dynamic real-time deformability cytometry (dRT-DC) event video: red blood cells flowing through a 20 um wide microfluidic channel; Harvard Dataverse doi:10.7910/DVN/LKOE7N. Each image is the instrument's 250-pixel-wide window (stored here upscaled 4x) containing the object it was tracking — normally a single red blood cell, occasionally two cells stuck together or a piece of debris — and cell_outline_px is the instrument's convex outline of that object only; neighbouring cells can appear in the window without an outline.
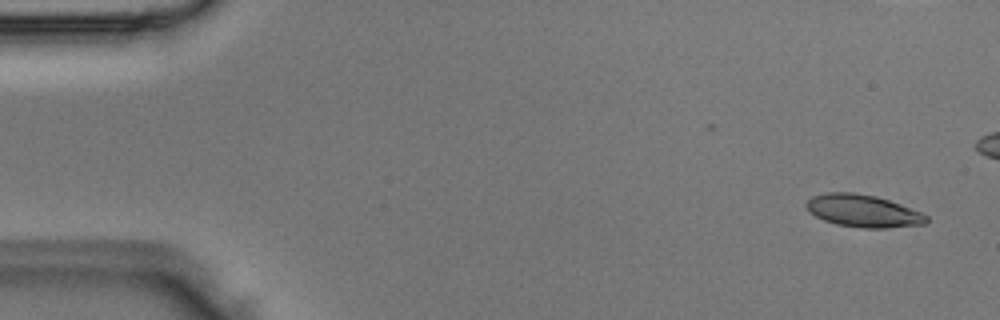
{"species": "Egyptian fruit bat (a non-hibernating species)", "species_latin": "Rousettus aegyptiacus", "temperature_condition": "room temperature", "stored_images_in_passage": 2, "camera_frame_rate_fps": 3000, "um_per_image_px": 0.085, "animal": {"sex": "male"}, "frame": {"image": 1, "passage_image": 2, "time_ms": 0.333, "image_size_px": [1000, 320], "cell_outline_px": [[928, 220], [924, 224], [884, 228], [860, 228], [836, 224], [824, 220], [808, 212], [804, 204], [812, 196], [828, 192], [852, 192], [876, 196], [888, 200], [920, 212], [928, 216]], "centroid_in_image_um": [73.31, 17.93], "position_along_channel_um": 11.7, "area_um2": 22.6}}